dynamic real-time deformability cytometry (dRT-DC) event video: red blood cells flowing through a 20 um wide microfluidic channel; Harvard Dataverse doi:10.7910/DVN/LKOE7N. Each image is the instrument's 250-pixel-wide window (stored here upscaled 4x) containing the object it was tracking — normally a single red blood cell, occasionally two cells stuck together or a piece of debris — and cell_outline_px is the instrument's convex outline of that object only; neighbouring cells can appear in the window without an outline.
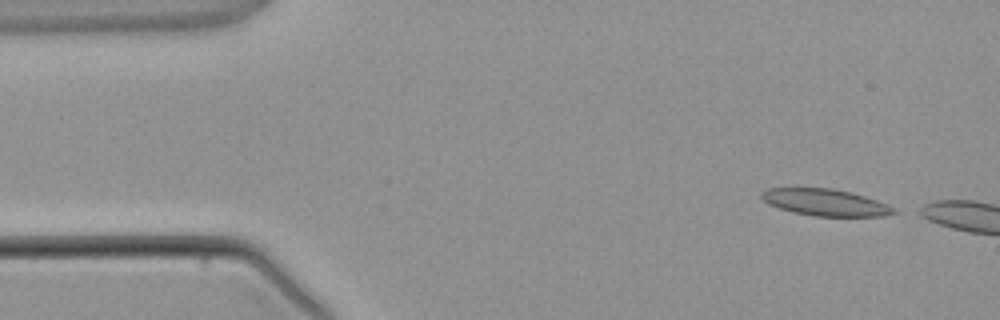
{"species": "common noctule bat (a hibernating species)", "species_latin": "Nyctalus noctula", "temperature_condition": "warm", "stored_images_in_passage": 2, "camera_frame_rate_fps": 3000, "um_per_image_px": 0.085, "animal": {"sex": "male", "body_mass_g": 21.5, "forearm_length_mm": 52.0}, "frame": {"image": 1, "passage_image": 1, "time_ms": 0.0, "image_size_px": [1000, 320], "cell_outline_px": [[900, 212], [884, 216], [816, 216], [792, 212], [768, 204], [760, 196], [760, 192], [768, 188], [832, 188], [852, 192], [888, 204], [896, 208]], "centroid_in_image_um": [70.19, 17.2], "position_along_channel_um": 14.8, "area_um2": 20.75}}